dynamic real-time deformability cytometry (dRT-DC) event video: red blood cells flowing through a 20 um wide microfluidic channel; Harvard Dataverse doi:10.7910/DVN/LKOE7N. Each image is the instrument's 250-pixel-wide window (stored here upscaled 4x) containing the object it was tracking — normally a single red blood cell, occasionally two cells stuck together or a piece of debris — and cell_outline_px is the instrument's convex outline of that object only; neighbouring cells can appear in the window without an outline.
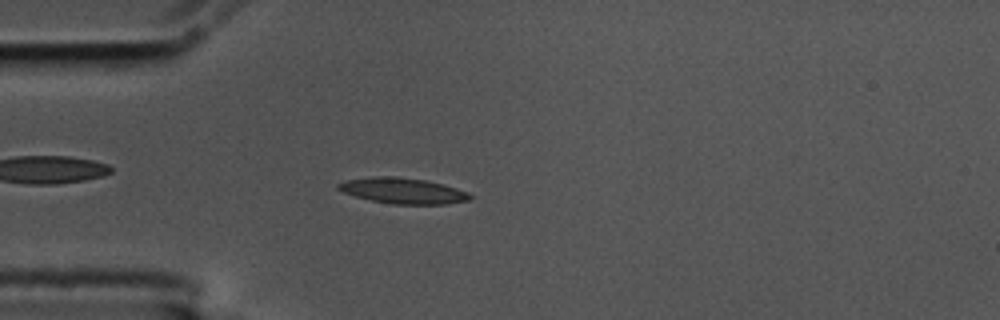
{"species": "common noctule bat (a hibernating species)", "species_latin": "Nyctalus noctula", "temperature_condition": "cold", "stored_images_in_passage": 56, "camera_frame_rate_fps": 3000, "um_per_image_px": 0.085, "animal": {"sex": "male", "body_mass_g": 17.5, "forearm_length_mm": 52.3}, "frame": {"image": 1, "passage_image": 15, "time_ms": 4.667, "image_size_px": [1000, 320], "cell_outline_px": [[472, 196], [468, 200], [444, 204], [392, 204], [372, 200], [356, 196], [344, 192], [336, 188], [336, 184], [348, 180], [372, 176], [396, 176], [424, 180], [456, 188], [468, 192]], "centroid_in_image_um": [34.22, 16.21], "position_along_channel_um": 50.8, "area_um2": 19.48}}
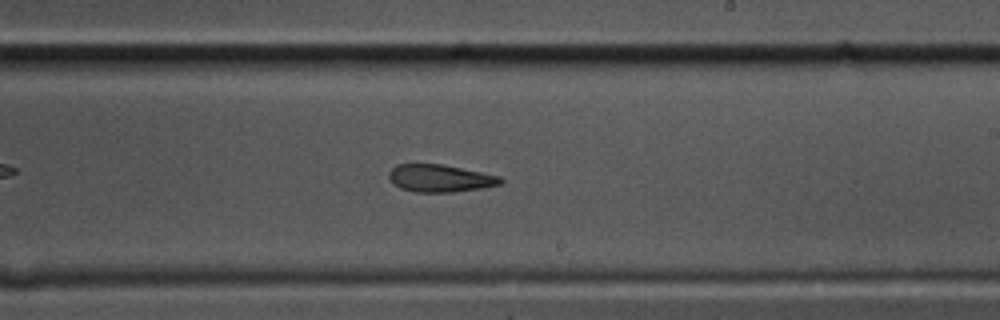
{"frame": {"image": 2, "passage_image": 33, "time_ms": 10.667, "image_size_px": [1000, 320], "cell_outline_px": [[504, 180], [500, 184], [480, 188], [452, 192], [416, 192], [400, 188], [392, 184], [388, 176], [388, 172], [396, 164], [444, 164], [500, 176]], "centroid_in_image_um": [37.37, 15.14], "position_along_channel_um": 251.6, "area_um2": 17.92}}
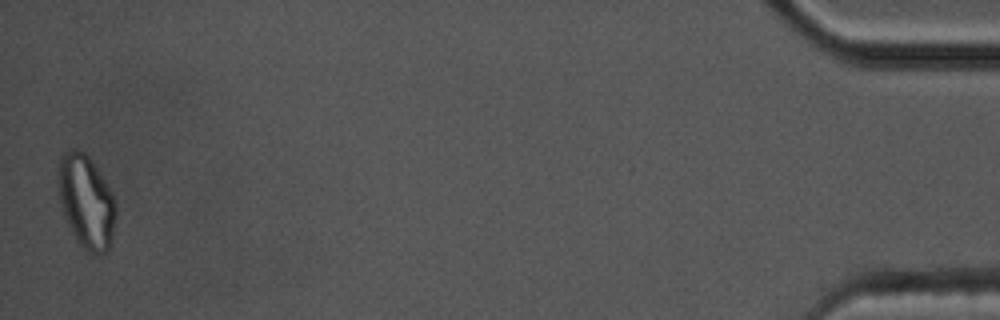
{"frame": {"image": 3, "passage_image": 56, "time_ms": 18.333, "image_size_px": [1000, 320], "cell_outline_px": [[116, 216], [108, 252], [100, 256], [96, 256], [88, 252], [76, 240], [72, 232], [64, 212], [60, 200], [56, 172], [60, 156], [68, 148], [76, 148], [84, 152], [88, 156], [112, 192], [116, 204]], "centroid_in_image_um": [7.32, 17.12], "position_along_channel_um": 427.9, "area_um2": 31.5}, "authors_computed_cell_mechanics": {"area_um2": 18.8428, "velocity_mm_per_s": 3.5111, "shape_relaxation_time_tau1_ms": null, "shape_relaxation_time_tau2_ms": 4.0841, "deformation_change_tau1": null, "deformation_change_tau2": 0.1121}}